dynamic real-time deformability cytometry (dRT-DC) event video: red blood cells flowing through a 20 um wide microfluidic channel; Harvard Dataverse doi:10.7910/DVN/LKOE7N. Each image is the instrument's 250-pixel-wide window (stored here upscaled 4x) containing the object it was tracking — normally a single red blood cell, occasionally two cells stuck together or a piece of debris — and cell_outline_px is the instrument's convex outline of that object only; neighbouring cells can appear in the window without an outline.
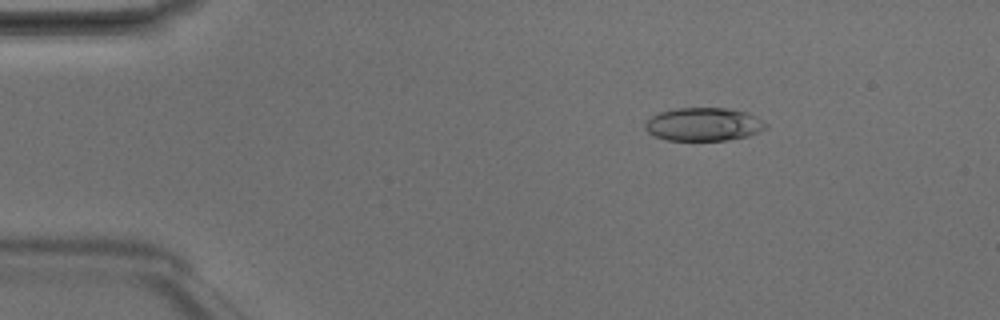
{"species": "Egyptian fruit bat (a non-hibernating species)", "species_latin": "Rousettus aegyptiacus", "temperature_condition": "room temperature", "stored_images_in_passage": 5, "camera_frame_rate_fps": 3000, "um_per_image_px": 0.085, "animal": {"sex": "male"}, "frame": {"image": 1, "passage_image": 3, "time_ms": 0.667, "image_size_px": [1000, 320], "cell_outline_px": [[768, 128], [760, 132], [748, 136], [728, 140], [668, 140], [656, 136], [648, 132], [644, 128], [644, 120], [660, 112], [676, 108], [728, 108], [744, 112], [756, 116], [768, 124]], "centroid_in_image_um": [59.81, 10.57], "position_along_channel_um": 25.2, "area_um2": 23.52}}
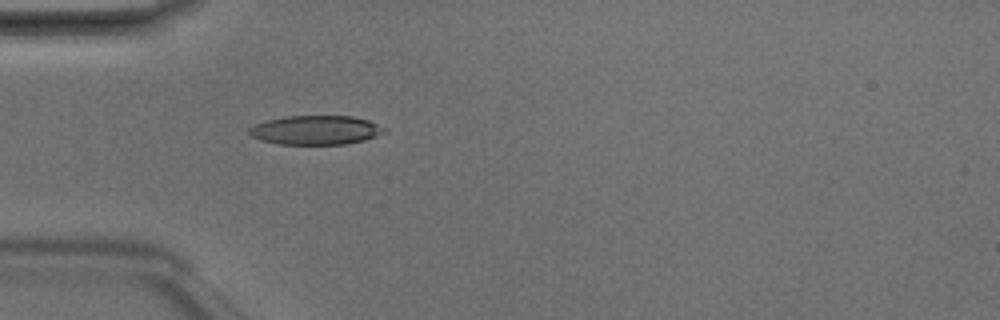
{"frame": {"image": 2, "passage_image": 5, "time_ms": 1.333, "image_size_px": [1000, 320], "cell_outline_px": [[388, 132], [364, 140], [344, 144], [280, 144], [260, 140], [252, 136], [248, 132], [248, 128], [256, 124], [268, 120], [284, 116], [352, 116], [368, 120], [388, 128]], "centroid_in_image_um": [26.88, 11.05], "position_along_channel_um": 58.1, "area_um2": 23.0}}